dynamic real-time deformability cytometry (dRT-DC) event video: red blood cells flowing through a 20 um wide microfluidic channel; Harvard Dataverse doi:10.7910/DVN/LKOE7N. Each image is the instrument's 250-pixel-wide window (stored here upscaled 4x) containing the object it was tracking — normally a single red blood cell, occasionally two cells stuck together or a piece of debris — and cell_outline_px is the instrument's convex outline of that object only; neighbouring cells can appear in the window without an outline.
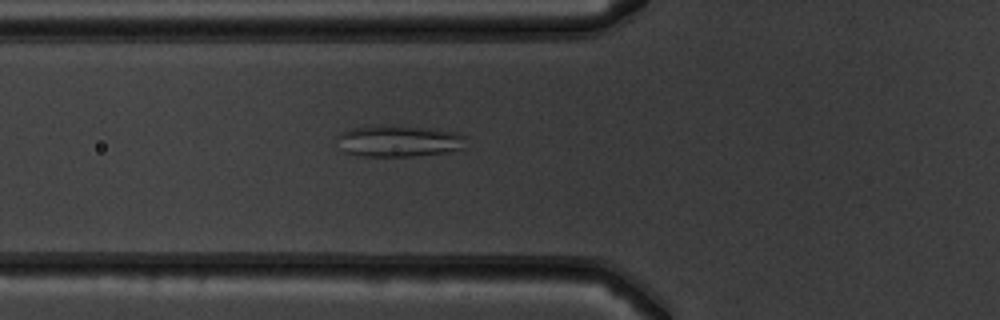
{"species": "common noctule bat (a hibernating species)", "species_latin": "Nyctalus noctula", "temperature_condition": "warm", "stored_images_in_passage": 23, "camera_frame_rate_fps": 3000, "um_per_image_px": 0.085, "animal": {"sex": "male", "body_mass_g": 19.5, "forearm_length_mm": 54.6}, "frame": {"image": 1, "passage_image": 10, "time_ms": 3.0, "image_size_px": [1000, 320], "cell_outline_px": [[464, 148], [444, 152], [412, 156], [364, 156], [344, 152], [336, 136], [340, 132], [352, 128], [432, 128], [460, 132], [464, 136]], "centroid_in_image_um": [33.93, 12.02], "position_along_channel_um": 91.9, "area_um2": 22.66}}